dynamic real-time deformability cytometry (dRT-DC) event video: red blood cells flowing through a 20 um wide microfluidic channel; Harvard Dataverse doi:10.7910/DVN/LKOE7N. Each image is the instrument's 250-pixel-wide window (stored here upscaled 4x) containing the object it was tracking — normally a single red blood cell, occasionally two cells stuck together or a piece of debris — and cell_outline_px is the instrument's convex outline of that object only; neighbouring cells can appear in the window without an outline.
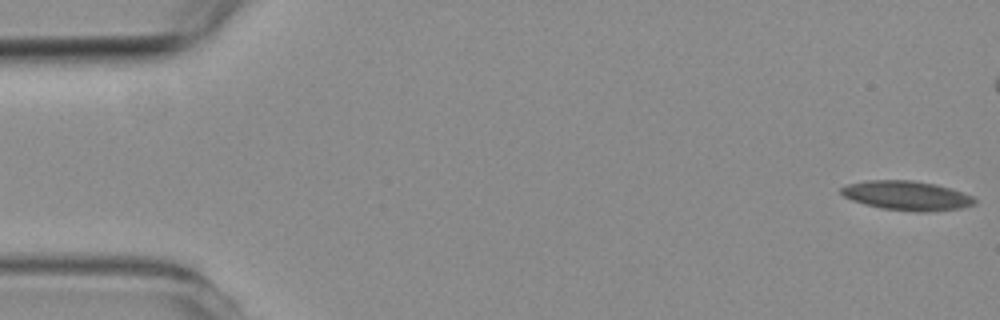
{"species": "common noctule bat (a hibernating species)", "species_latin": "Nyctalus noctula", "temperature_condition": "room temperature", "stored_images_in_passage": 6, "camera_frame_rate_fps": 3000, "um_per_image_px": 0.085, "animal": {"sex": "female", "body_mass_g": 19.3, "forearm_length_mm": 54.1}, "frame": {"image": 1, "passage_image": 1, "time_ms": 0.0, "image_size_px": [1000, 320], "cell_outline_px": [[976, 204], [960, 208], [928, 212], [916, 212], [880, 208], [864, 204], [852, 200], [844, 196], [840, 192], [840, 188], [848, 184], [864, 180], [912, 180], [936, 184], [972, 196], [976, 200]], "centroid_in_image_um": [77.05, 16.63], "position_along_channel_um": 8.0, "area_um2": 22.83}}
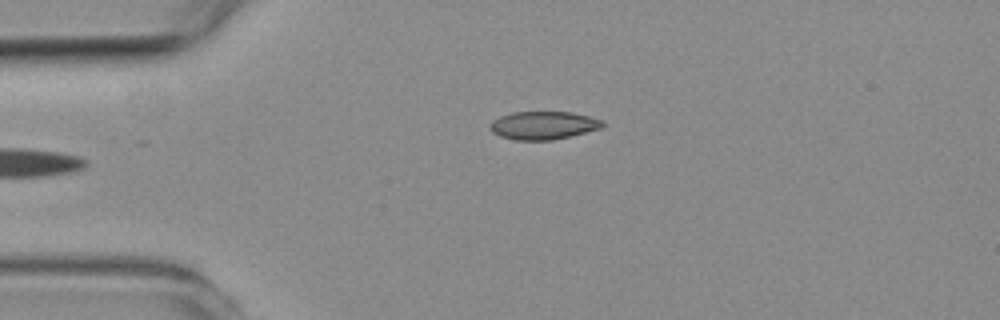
{"frame": {"image": 2, "passage_image": 6, "time_ms": 5.667, "image_size_px": [1000, 320], "cell_outline_px": [[604, 124], [600, 128], [552, 140], [512, 140], [500, 136], [492, 132], [488, 128], [488, 124], [492, 120], [500, 116], [512, 112], [572, 112], [588, 116], [600, 120]], "centroid_in_image_um": [46.09, 10.65], "position_along_channel_um": 38.9, "area_um2": 18.32}}